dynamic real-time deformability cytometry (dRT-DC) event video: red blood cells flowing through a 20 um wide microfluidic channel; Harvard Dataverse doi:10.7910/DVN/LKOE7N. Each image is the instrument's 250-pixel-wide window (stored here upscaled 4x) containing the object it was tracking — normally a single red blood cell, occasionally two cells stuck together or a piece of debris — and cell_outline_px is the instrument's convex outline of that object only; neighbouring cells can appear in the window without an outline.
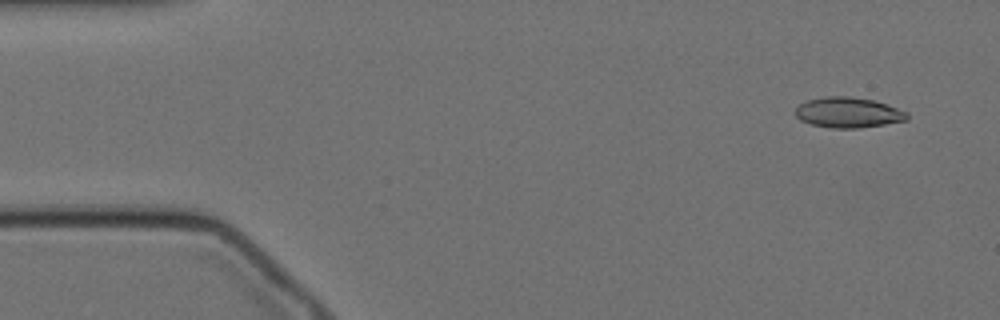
{"species": "Egyptian fruit bat (a non-hibernating species)", "species_latin": "Rousettus aegyptiacus", "temperature_condition": "cold", "stored_images_in_passage": 36, "camera_frame_rate_fps": 3000, "um_per_image_px": 0.085, "animal": {"sex": "female"}, "frame": {"image": 1, "passage_image": 1, "time_ms": 0.0, "image_size_px": [1000, 320], "cell_outline_px": [[908, 120], [884, 124], [856, 128], [832, 128], [812, 124], [800, 120], [796, 116], [796, 108], [800, 104], [808, 100], [824, 96], [848, 96], [872, 100], [888, 104], [908, 112]], "centroid_in_image_um": [72.11, 9.56], "position_along_channel_um": 12.9, "area_um2": 19.71}}
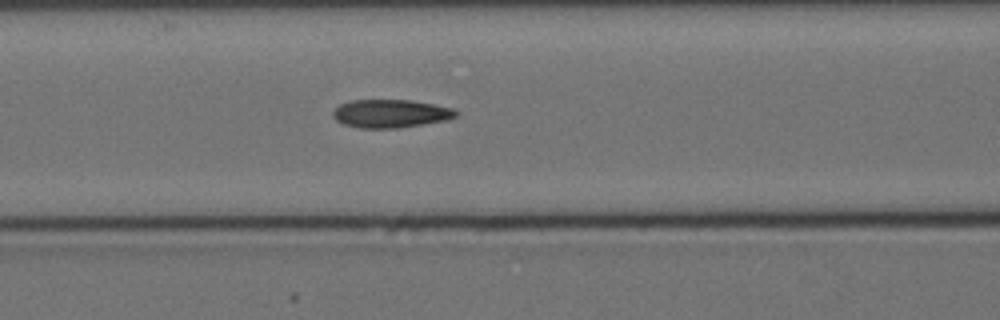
{"frame": {"image": 2, "passage_image": 20, "time_ms": 6.333, "image_size_px": [1000, 320], "cell_outline_px": [[456, 116], [448, 120], [400, 128], [360, 128], [344, 124], [336, 120], [332, 116], [332, 112], [340, 104], [352, 100], [412, 100], [452, 108], [456, 112]], "centroid_in_image_um": [33.18, 9.66], "position_along_channel_um": 133.4, "area_um2": 20.17}}
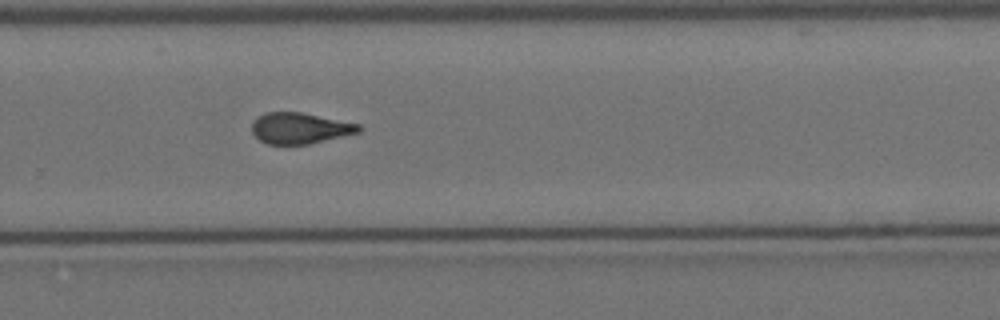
{"frame": {"image": 3, "passage_image": 35, "time_ms": 11.333, "image_size_px": [1000, 320], "cell_outline_px": [[360, 132], [308, 144], [268, 144], [260, 140], [252, 132], [252, 124], [264, 112], [300, 112], [360, 124]], "centroid_in_image_um": [25.49, 10.89], "position_along_channel_um": 304.3, "area_um2": 19.02}, "authors_computed_cell_mechanics": {"area_um2": 19.9988, "velocity_mm_per_s": 3.4173, "shape_relaxation_time_tau1_ms": null, "shape_relaxation_time_tau2_ms": 4.251, "deformation_change_tau1": null, "deformation_change_tau2": 0.1285}}